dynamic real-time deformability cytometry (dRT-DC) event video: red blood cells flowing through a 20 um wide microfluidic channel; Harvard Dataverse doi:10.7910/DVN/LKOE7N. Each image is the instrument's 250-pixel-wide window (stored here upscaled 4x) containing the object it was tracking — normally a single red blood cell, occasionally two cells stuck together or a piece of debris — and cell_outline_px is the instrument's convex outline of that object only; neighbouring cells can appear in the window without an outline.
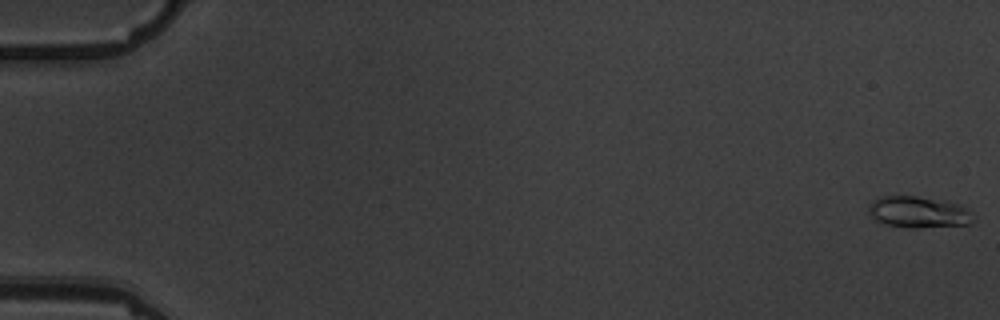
{"species": "common noctule bat (a hibernating species)", "species_latin": "Nyctalus noctula", "temperature_condition": "warm", "stored_images_in_passage": 6, "camera_frame_rate_fps": 3000, "um_per_image_px": 0.085, "animal": {"sex": "male", "body_mass_g": 19.5, "forearm_length_mm": 54.6}, "frame": {"image": 1, "passage_image": 1, "time_ms": 0.0, "image_size_px": [1000, 320], "cell_outline_px": [[976, 220], [972, 224], [920, 228], [908, 228], [884, 224], [876, 220], [872, 216], [868, 208], [868, 204], [872, 200], [880, 196], [916, 196], [944, 200], [960, 204], [976, 216]], "centroid_in_image_um": [78.12, 18.03], "position_along_channel_um": 6.9, "area_um2": 19.59}}